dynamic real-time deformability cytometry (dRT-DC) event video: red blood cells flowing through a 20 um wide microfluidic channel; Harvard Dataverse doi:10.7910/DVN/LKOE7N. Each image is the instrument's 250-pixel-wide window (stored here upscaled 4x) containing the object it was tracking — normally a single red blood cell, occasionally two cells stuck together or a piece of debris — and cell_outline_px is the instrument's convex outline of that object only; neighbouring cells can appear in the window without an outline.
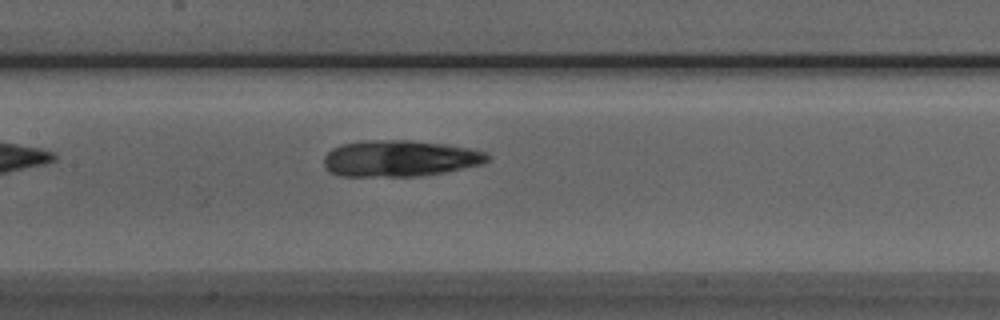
{"species": "Egyptian fruit bat (a non-hibernating species)", "species_latin": "Rousettus aegyptiacus", "temperature_condition": "room temperature", "stored_images_in_passage": 22, "camera_frame_rate_fps": 3000, "um_per_image_px": 0.085, "animal": {"sex": "male"}, "frame": {"image": 1, "passage_image": 9, "time_ms": 2.667, "image_size_px": [1000, 320], "cell_outline_px": [[492, 156], [488, 160], [480, 164], [444, 172], [420, 176], [340, 176], [332, 172], [324, 164], [324, 156], [332, 148], [340, 144], [364, 140], [412, 140], [448, 144], [468, 148], [484, 152]], "centroid_in_image_um": [33.97, 13.45], "position_along_channel_um": 173.4, "area_um2": 34.62}}
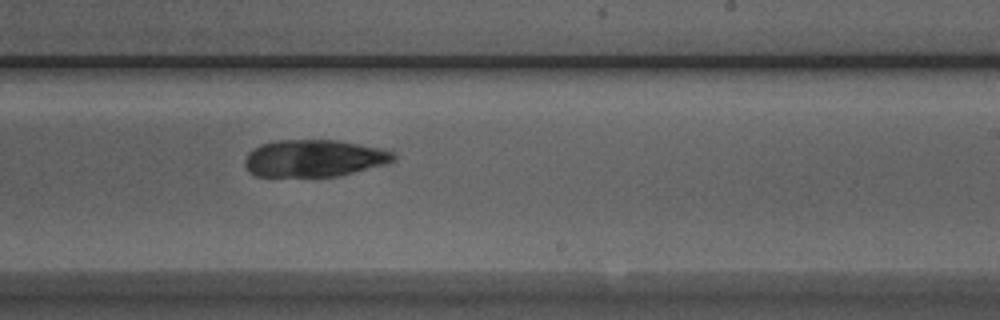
{"frame": {"image": 2, "passage_image": 16, "time_ms": 5.0, "image_size_px": [1000, 320], "cell_outline_px": [[396, 160], [388, 164], [340, 176], [256, 176], [248, 172], [244, 164], [244, 160], [248, 152], [252, 148], [260, 144], [276, 140], [340, 140], [380, 148], [392, 152], [396, 156]], "centroid_in_image_um": [26.69, 13.45], "position_along_channel_um": 262.3, "area_um2": 32.54}}
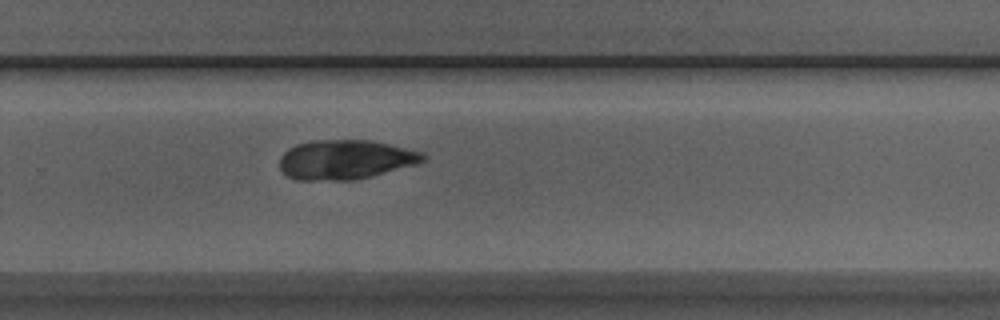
{"frame": {"image": 3, "passage_image": 19, "time_ms": 6.0, "image_size_px": [1000, 320], "cell_outline_px": [[428, 156], [424, 160], [416, 164], [372, 176], [352, 180], [296, 180], [288, 176], [280, 168], [280, 156], [288, 148], [296, 144], [312, 140], [372, 140], [424, 152]], "centroid_in_image_um": [29.36, 13.56], "position_along_channel_um": 300.4, "area_um2": 33.12}}